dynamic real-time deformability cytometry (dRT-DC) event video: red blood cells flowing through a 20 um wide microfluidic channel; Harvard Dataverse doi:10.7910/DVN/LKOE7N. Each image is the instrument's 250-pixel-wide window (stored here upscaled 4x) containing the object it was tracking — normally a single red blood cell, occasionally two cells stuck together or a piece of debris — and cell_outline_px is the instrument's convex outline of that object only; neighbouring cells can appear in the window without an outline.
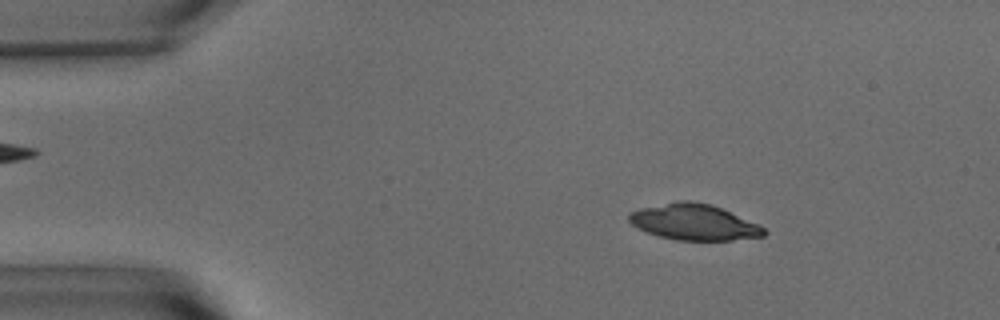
{"species": "common noctule bat (a hibernating species)", "species_latin": "Nyctalus noctula", "temperature_condition": "warm", "stored_images_in_passage": 55, "camera_frame_rate_fps": 3000, "um_per_image_px": 0.085, "animal": {"sex": "male", "body_mass_g": 15.6}, "frame": {"image": 1, "passage_image": 8, "time_ms": 2.333, "image_size_px": [1000, 320], "cell_outline_px": [[768, 232], [764, 236], [732, 240], [676, 240], [660, 236], [648, 232], [632, 224], [628, 220], [628, 212], [640, 208], [676, 200], [692, 200], [712, 204], [756, 224], [764, 228]], "centroid_in_image_um": [58.96, 18.86], "position_along_channel_um": 26.0, "area_um2": 28.15}}
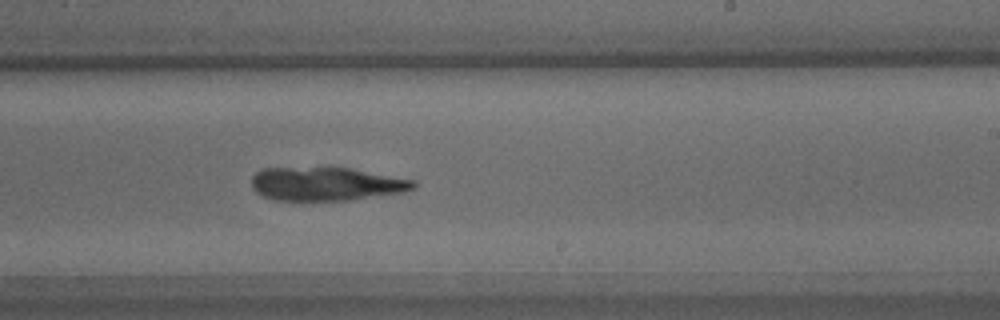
{"frame": {"image": 2, "passage_image": 33, "time_ms": 10.667, "image_size_px": [1000, 320], "cell_outline_px": [[416, 188], [404, 192], [352, 200], [272, 200], [256, 192], [252, 188], [252, 176], [260, 168], [352, 168], [416, 180]], "centroid_in_image_um": [27.75, 15.63], "position_along_channel_um": 261.2, "area_um2": 31.79}}
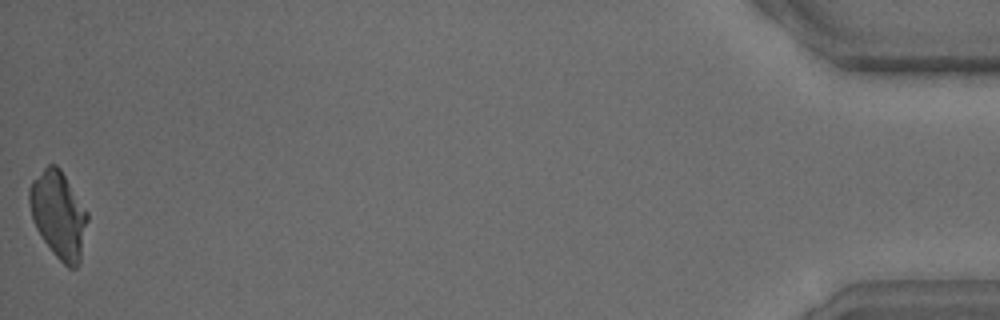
{"frame": {"image": 3, "passage_image": 55, "time_ms": 18.0, "image_size_px": [1000, 320], "cell_outline_px": [[88, 220], [80, 264], [76, 268], [68, 268], [52, 252], [36, 228], [32, 220], [28, 204], [28, 188], [32, 180], [48, 164], [56, 164], [60, 168], [88, 212]], "centroid_in_image_um": [4.97, 18.25], "position_along_channel_um": 430.2, "area_um2": 29.65}}